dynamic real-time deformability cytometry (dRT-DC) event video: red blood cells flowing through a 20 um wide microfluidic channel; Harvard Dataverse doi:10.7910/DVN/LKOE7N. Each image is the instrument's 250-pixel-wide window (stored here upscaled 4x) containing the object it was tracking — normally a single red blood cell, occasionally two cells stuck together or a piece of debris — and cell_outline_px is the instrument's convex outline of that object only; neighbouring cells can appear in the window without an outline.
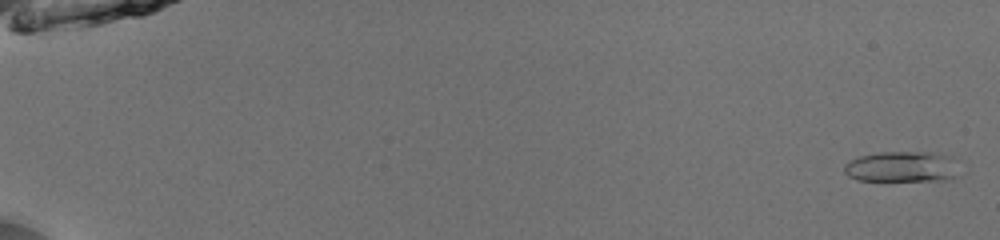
{"species": "common noctule bat (a hibernating species)", "species_latin": "Nyctalus noctula", "temperature_condition": "room temperature", "stored_images_in_passage": 53, "camera_frame_rate_fps": 3000, "um_per_image_px": 0.085, "animal": {"sex": "male", "body_mass_g": 13.0, "forearm_length_mm": 53.1}, "frame": {"image": 1, "passage_image": 2, "time_ms": 0.333, "image_size_px": [1000, 240], "cell_outline_px": [[956, 176], [952, 180], [856, 180], [848, 176], [844, 172], [844, 164], [860, 156], [880, 152], [932, 152], [952, 156]], "centroid_in_image_um": [76.63, 14.17], "position_along_channel_um": 8.4, "area_um2": 20.4}}
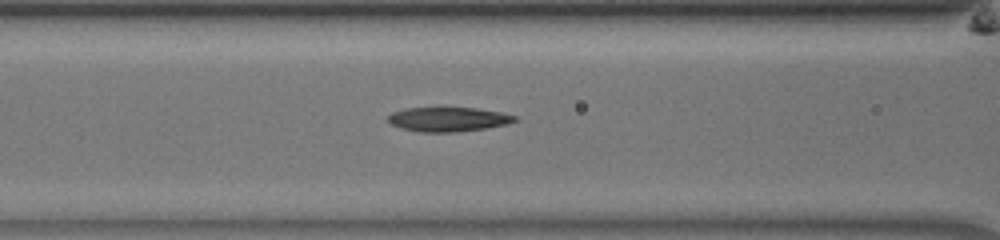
{"frame": {"image": 2, "passage_image": 25, "time_ms": 8.0, "image_size_px": [1000, 240], "cell_outline_px": [[516, 120], [508, 124], [488, 128], [456, 132], [420, 132], [404, 128], [392, 124], [388, 120], [388, 116], [392, 112], [408, 108], [476, 108], [500, 112], [516, 116]], "centroid_in_image_um": [38.13, 10.14], "position_along_channel_um": 128.5, "area_um2": 17.8}}
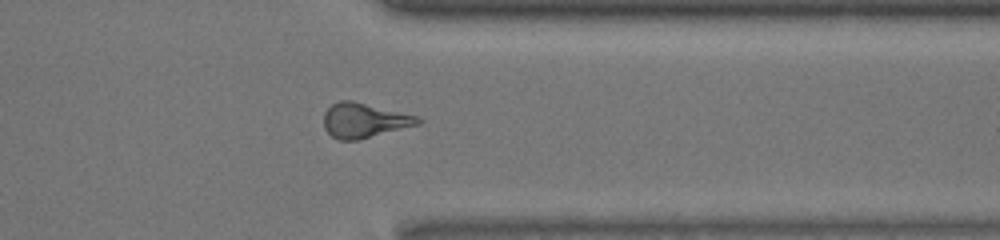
{"frame": {"image": 3, "passage_image": 44, "time_ms": 14.333, "image_size_px": [1000, 240], "cell_outline_px": [[424, 120], [420, 124], [356, 140], [340, 140], [332, 136], [324, 128], [324, 112], [332, 104], [340, 100], [352, 100], [420, 116]], "centroid_in_image_um": [30.98, 10.22], "position_along_channel_um": 380.4, "area_um2": 19.07}}